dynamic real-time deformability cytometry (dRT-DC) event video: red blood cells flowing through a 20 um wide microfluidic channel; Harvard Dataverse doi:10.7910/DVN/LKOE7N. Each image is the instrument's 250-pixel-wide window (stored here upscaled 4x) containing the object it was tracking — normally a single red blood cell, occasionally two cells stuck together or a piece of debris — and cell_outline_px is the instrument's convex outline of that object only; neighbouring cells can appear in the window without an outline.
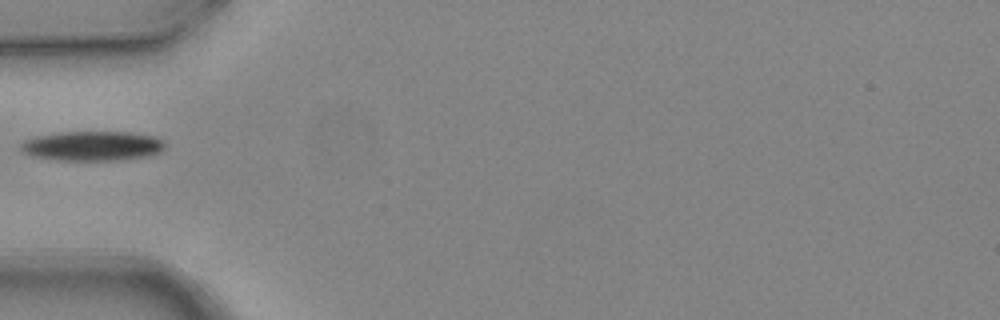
{"species": "common noctule bat (a hibernating species)", "species_latin": "Nyctalus noctula", "temperature_condition": "warm", "stored_images_in_passage": 3, "camera_frame_rate_fps": 3000, "um_per_image_px": 0.085, "animal": {"sex": "female", "body_mass_g": 24.6, "forearm_length_mm": 56.2}, "frame": {"image": 1, "passage_image": 3, "time_ms": 0.667, "image_size_px": [1000, 320], "cell_outline_px": [[164, 148], [160, 152], [148, 156], [116, 160], [60, 160], [32, 156], [24, 152], [20, 148], [20, 144], [24, 140], [36, 136], [60, 132], [132, 132], [156, 136], [164, 140]], "centroid_in_image_um": [7.87, 12.39], "position_along_channel_um": 77.1, "area_um2": 24.97}}